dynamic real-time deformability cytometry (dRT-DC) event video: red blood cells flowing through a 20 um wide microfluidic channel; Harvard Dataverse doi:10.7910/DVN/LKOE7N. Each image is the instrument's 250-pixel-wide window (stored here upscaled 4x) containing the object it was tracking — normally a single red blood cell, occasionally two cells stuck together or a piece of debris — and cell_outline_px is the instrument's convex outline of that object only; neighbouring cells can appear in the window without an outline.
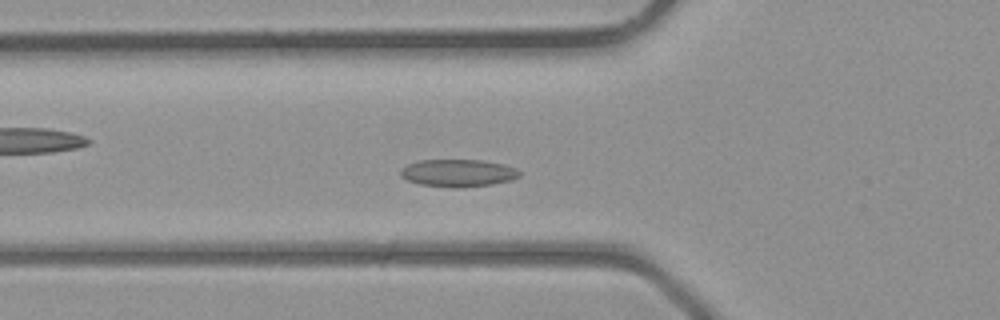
{"species": "common noctule bat (a hibernating species)", "species_latin": "Nyctalus noctula", "temperature_condition": "room temperature", "stored_images_in_passage": 35, "camera_frame_rate_fps": 3000, "um_per_image_px": 0.085, "animal": {"sex": "male", "body_mass_g": 23.1, "forearm_length_mm": 52.7}, "frame": {"image": 1, "passage_image": 9, "time_ms": 2.667, "image_size_px": [1000, 320], "cell_outline_px": [[520, 176], [512, 180], [492, 184], [460, 188], [456, 188], [420, 184], [408, 180], [400, 176], [400, 168], [408, 164], [420, 160], [480, 160], [504, 164], [516, 168], [520, 172]], "centroid_in_image_um": [38.94, 14.7], "position_along_channel_um": 86.9, "area_um2": 19.07}}
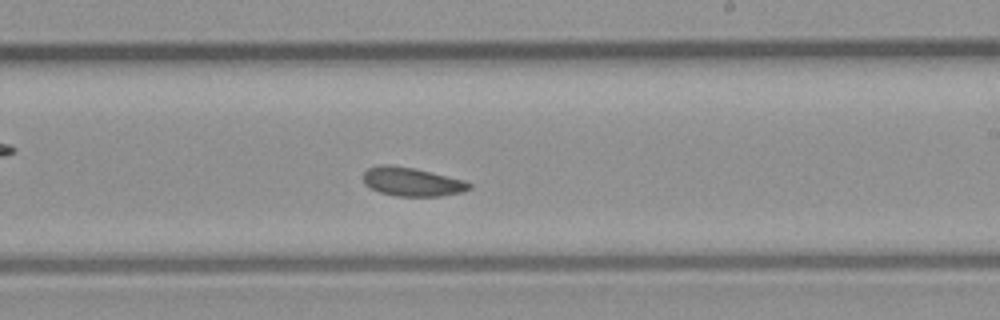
{"frame": {"image": 2, "passage_image": 19, "time_ms": 6.0, "image_size_px": [1000, 320], "cell_outline_px": [[472, 188], [464, 192], [440, 196], [396, 196], [380, 192], [368, 188], [364, 184], [364, 172], [368, 168], [384, 164], [412, 168], [464, 180], [472, 184]], "centroid_in_image_um": [35.02, 15.47], "position_along_channel_um": 254.0, "area_um2": 17.63}}
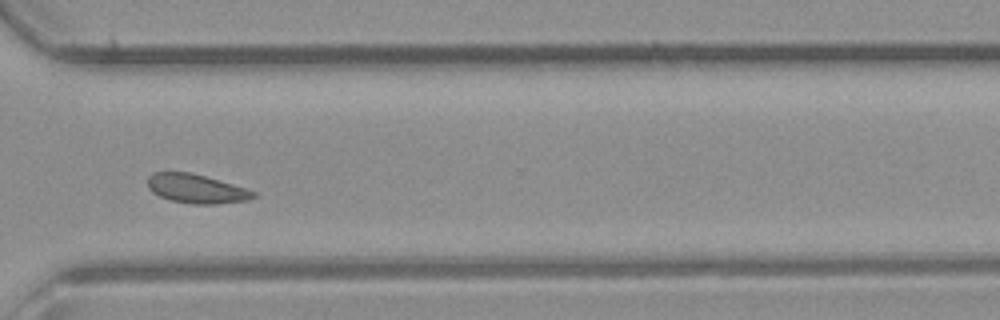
{"frame": {"image": 3, "passage_image": 25, "time_ms": 8.0, "image_size_px": [1000, 320], "cell_outline_px": [[256, 196], [248, 200], [216, 204], [196, 204], [168, 200], [152, 192], [148, 188], [148, 176], [152, 172], [188, 172], [204, 176], [232, 184], [256, 192]], "centroid_in_image_um": [16.65, 16.04], "position_along_channel_um": 353.9, "area_um2": 17.74}}